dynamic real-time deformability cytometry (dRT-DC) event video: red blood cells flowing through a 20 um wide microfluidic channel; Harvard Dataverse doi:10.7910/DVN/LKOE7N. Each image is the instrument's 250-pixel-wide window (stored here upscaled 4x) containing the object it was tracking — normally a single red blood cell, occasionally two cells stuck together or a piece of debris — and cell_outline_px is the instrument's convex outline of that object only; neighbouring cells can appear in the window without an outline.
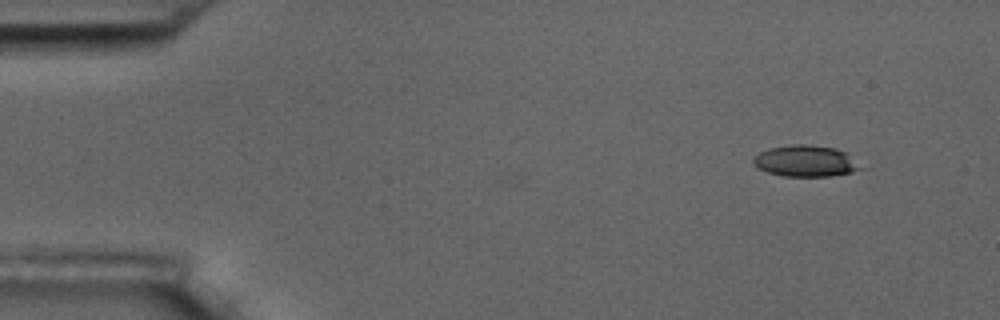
{"species": "common noctule bat (a hibernating species)", "species_latin": "Nyctalus noctula", "temperature_condition": "room temperature", "stored_images_in_passage": 4, "camera_frame_rate_fps": 3000, "um_per_image_px": 0.085, "animal": {"sex": "male", "body_mass_g": 17.5, "forearm_length_mm": 52.3}, "frame": {"image": 1, "passage_image": 1, "time_ms": 0.0, "image_size_px": [1000, 320], "cell_outline_px": [[868, 168], [852, 172], [832, 176], [784, 176], [768, 172], [752, 164], [752, 160], [760, 152], [768, 148], [792, 144], [804, 144], [836, 148], [848, 152]], "centroid_in_image_um": [68.58, 13.68], "position_along_channel_um": 16.4, "area_um2": 20.0}}
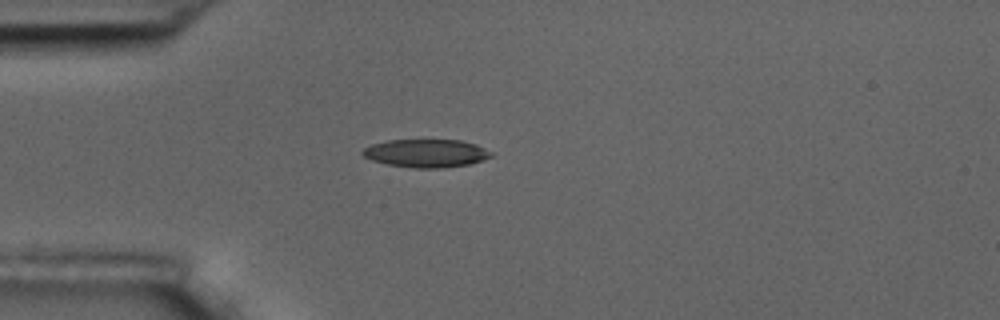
{"frame": {"image": 2, "passage_image": 4, "time_ms": 3.333, "image_size_px": [1000, 320], "cell_outline_px": [[492, 156], [484, 160], [468, 164], [440, 168], [412, 168], [388, 164], [372, 160], [364, 156], [360, 152], [364, 148], [372, 144], [388, 140], [460, 140], [476, 144], [492, 152]], "centroid_in_image_um": [36.22, 13.02], "position_along_channel_um": 48.8, "area_um2": 20.98}}